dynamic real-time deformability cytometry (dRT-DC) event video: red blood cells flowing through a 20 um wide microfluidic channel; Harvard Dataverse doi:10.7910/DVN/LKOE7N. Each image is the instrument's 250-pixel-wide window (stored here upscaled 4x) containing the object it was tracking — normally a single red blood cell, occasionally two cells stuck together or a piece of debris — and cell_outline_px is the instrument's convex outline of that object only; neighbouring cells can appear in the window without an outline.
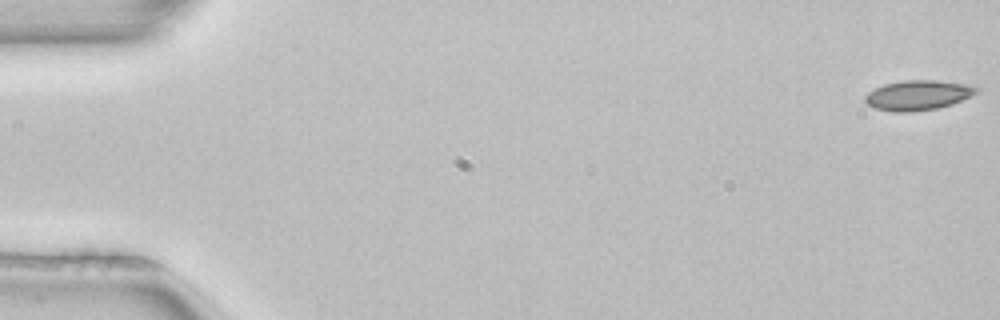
{"species": "common noctule bat (a hibernating species)", "species_latin": "Nyctalus noctula", "temperature_condition": "room temperature", "stored_images_in_passage": 52, "camera_frame_rate_fps": 3000, "um_per_image_px": 0.085, "animal": {"sex": "female", "body_mass_g": 22.7, "forearm_length_mm": 54.2}, "frame": {"image": 1, "passage_image": 1, "time_ms": 0.0, "image_size_px": [1000, 320], "cell_outline_px": [[980, 88], [972, 96], [952, 104], [936, 108], [912, 112], [892, 112], [876, 108], [868, 104], [864, 100], [864, 96], [868, 92], [884, 84], [904, 80], [936, 80], [964, 84]], "centroid_in_image_um": [78.01, 8.09], "position_along_channel_um": 7.0, "area_um2": 19.31}}
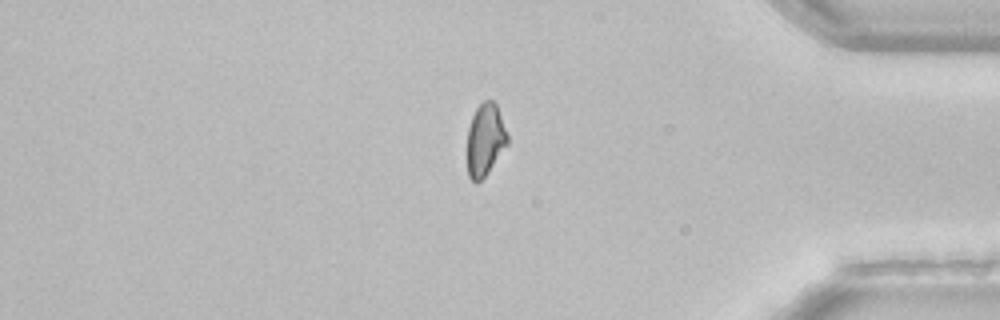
{"frame": {"image": 2, "passage_image": 44, "time_ms": 14.333, "image_size_px": [1000, 320], "cell_outline_px": [[508, 144], [488, 172], [476, 184], [468, 176], [468, 128], [472, 116], [476, 108], [484, 100], [492, 100], [496, 104], [508, 136]], "centroid_in_image_um": [41.24, 11.88], "position_along_channel_um": 394.0, "area_um2": 16.76}}
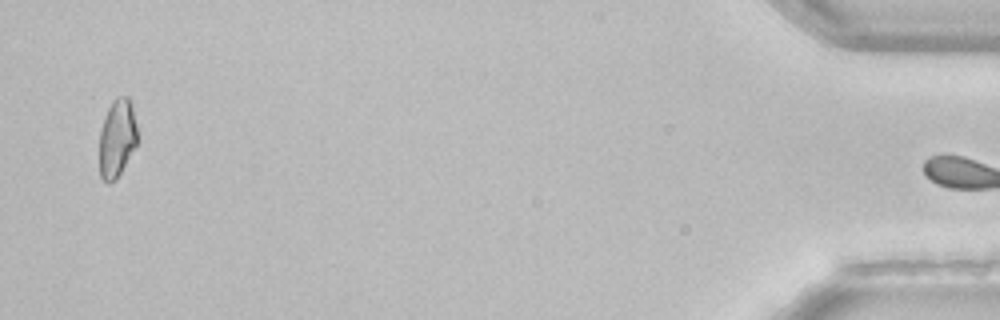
{"frame": {"image": 3, "passage_image": 51, "time_ms": 16.667, "image_size_px": [1000, 320], "cell_outline_px": [[140, 140], [116, 180], [108, 184], [100, 176], [100, 132], [104, 116], [112, 100], [116, 96], [128, 96], [132, 104]], "centroid_in_image_um": [9.98, 11.73], "position_along_channel_um": 425.2, "area_um2": 17.74}, "authors_computed_cell_mechanics": {"area_um2": 18.4093, "velocity_mm_per_s": 3.972, "shape_relaxation_time_tau1_ms": null, "shape_relaxation_time_tau2_ms": 6.5865, "deformation_change_tau1": null, "deformation_change_tau2": 0.0939}}